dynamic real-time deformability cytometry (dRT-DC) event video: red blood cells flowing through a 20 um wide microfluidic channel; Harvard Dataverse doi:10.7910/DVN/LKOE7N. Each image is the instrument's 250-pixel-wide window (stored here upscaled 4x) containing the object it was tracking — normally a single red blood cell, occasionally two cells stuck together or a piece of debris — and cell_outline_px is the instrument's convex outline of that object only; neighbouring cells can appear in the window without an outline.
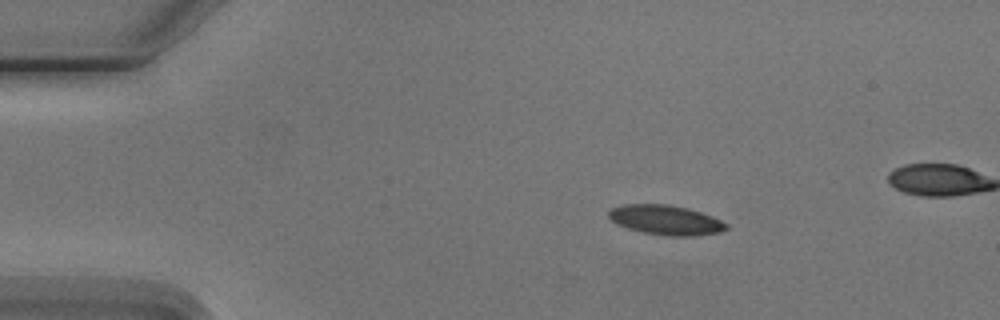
{"species": "Egyptian fruit bat (a non-hibernating species)", "species_latin": "Rousettus aegyptiacus", "temperature_condition": "cold", "stored_images_in_passage": 4, "camera_frame_rate_fps": 3000, "um_per_image_px": 0.085, "animal": {"sex": "male"}, "frame": {"image": 1, "passage_image": 1, "time_ms": 0.0, "image_size_px": [1000, 320], "cell_outline_px": [[728, 228], [720, 232], [696, 236], [672, 236], [644, 232], [628, 228], [616, 224], [608, 216], [608, 212], [612, 208], [624, 204], [668, 204], [688, 208], [712, 216], [728, 224]], "centroid_in_image_um": [56.6, 18.69], "position_along_channel_um": 28.4, "area_um2": 20.29}}